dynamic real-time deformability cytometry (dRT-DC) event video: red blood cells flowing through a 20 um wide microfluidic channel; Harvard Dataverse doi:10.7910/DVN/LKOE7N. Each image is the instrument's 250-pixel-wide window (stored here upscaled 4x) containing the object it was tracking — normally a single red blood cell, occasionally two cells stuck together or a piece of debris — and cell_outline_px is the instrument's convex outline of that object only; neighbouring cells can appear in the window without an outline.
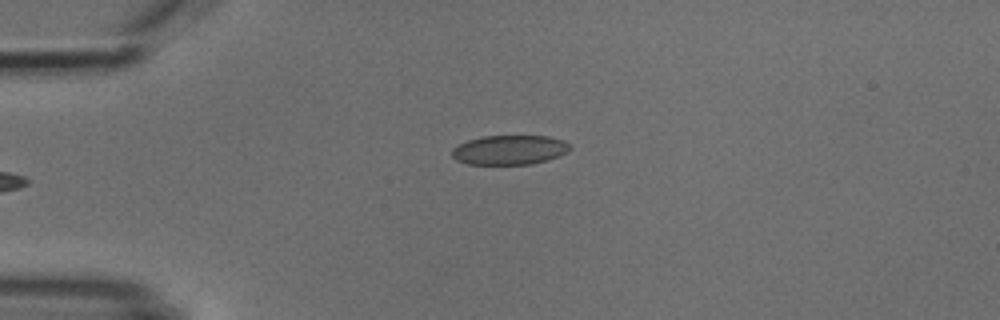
{"species": "common noctule bat (a hibernating species)", "species_latin": "Nyctalus noctula", "temperature_condition": "cold", "stored_images_in_passage": 3, "camera_frame_rate_fps": 3000, "um_per_image_px": 0.085, "animal": {"sex": "male", "body_mass_g": 18.8}, "frame": {"image": 1, "passage_image": 2, "time_ms": 2.0, "image_size_px": [1000, 320], "cell_outline_px": [[572, 148], [568, 152], [560, 156], [548, 160], [532, 164], [468, 164], [456, 160], [452, 156], [452, 148], [468, 140], [480, 136], [548, 136], [564, 140]], "centroid_in_image_um": [43.33, 12.74], "position_along_channel_um": 41.7, "area_um2": 20.4}}